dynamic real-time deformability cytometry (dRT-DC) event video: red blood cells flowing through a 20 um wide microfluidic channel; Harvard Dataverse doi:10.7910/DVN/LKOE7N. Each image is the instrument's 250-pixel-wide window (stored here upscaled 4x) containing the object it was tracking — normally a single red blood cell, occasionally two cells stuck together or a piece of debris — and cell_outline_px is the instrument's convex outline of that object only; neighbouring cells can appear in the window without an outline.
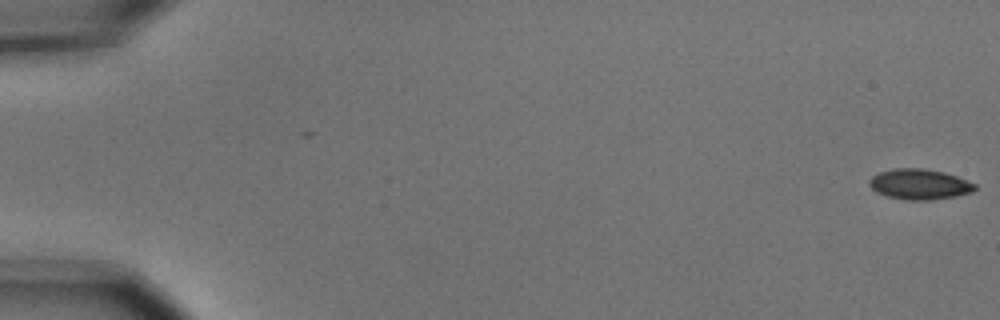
{"species": "common noctule bat (a hibernating species)", "species_latin": "Nyctalus noctula", "temperature_condition": "cold", "stored_images_in_passage": 8, "segment_of_instrument_passage": [1, 2], "camera_frame_rate_fps": 3000, "um_per_image_px": 0.085, "animal": {"sex": "male", "body_mass_g": 15.6}, "frame": {"image": 1, "passage_image": 1, "time_ms": 0.0, "image_size_px": [1000, 320], "cell_outline_px": [[976, 188], [972, 192], [956, 196], [932, 200], [904, 200], [888, 196], [876, 192], [868, 184], [868, 180], [872, 176], [880, 172], [892, 168], [924, 168], [944, 172], [956, 176], [976, 184]], "centroid_in_image_um": [78.14, 15.66], "position_along_channel_um": 6.9, "area_um2": 18.84}}
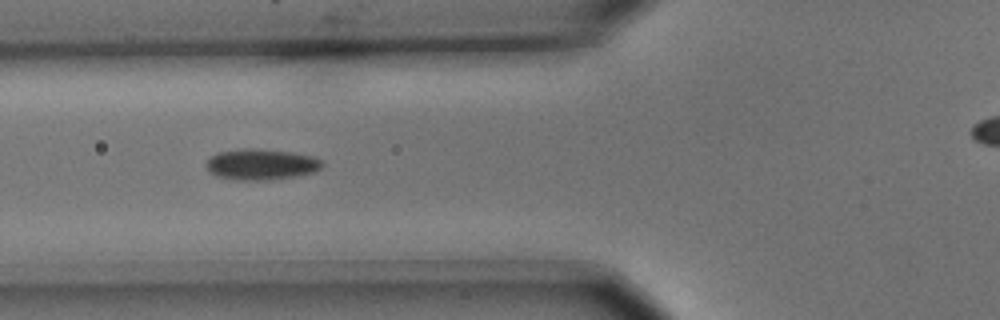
{"frame": {"image": 2, "passage_image": 7, "time_ms": 2.0, "image_size_px": [1000, 320], "cell_outline_px": [[324, 164], [320, 168], [312, 172], [292, 176], [268, 180], [236, 180], [216, 176], [208, 172], [204, 164], [216, 152], [244, 148], [252, 148], [292, 152], [312, 156], [320, 160]], "centroid_in_image_um": [22.13, 13.97], "position_along_channel_um": 103.7, "area_um2": 20.87}}